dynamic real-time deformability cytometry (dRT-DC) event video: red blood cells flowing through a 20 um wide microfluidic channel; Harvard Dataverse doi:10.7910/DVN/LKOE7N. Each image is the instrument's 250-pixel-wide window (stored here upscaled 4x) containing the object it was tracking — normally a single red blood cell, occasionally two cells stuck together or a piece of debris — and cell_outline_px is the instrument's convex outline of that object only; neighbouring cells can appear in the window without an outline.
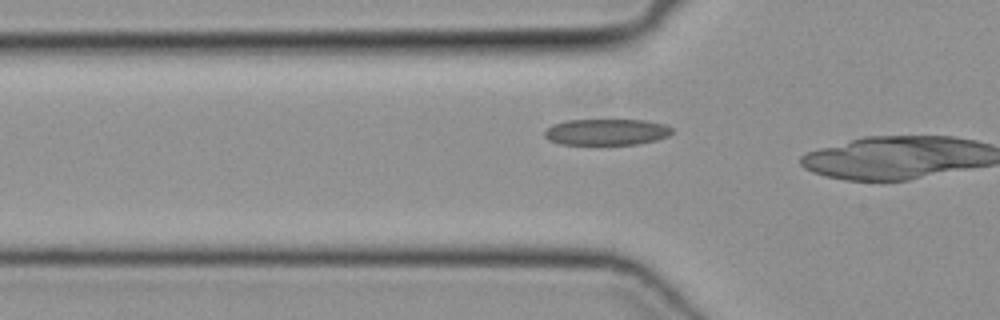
{"species": "common noctule bat (a hibernating species)", "species_latin": "Nyctalus noctula", "temperature_condition": "cold", "stored_images_in_passage": 11, "camera_frame_rate_fps": 3000, "um_per_image_px": 0.085, "animal": {"sex": "female", "body_mass_g": 19.3, "forearm_length_mm": 54.1}, "frame": {"image": 1, "passage_image": 10, "time_ms": 3.0, "image_size_px": [1000, 320], "cell_outline_px": [[672, 132], [668, 136], [656, 140], [636, 144], [560, 144], [548, 140], [544, 136], [544, 132], [552, 124], [564, 120], [644, 120], [664, 124], [672, 128]], "centroid_in_image_um": [51.52, 11.21], "position_along_channel_um": 74.3, "area_um2": 19.48}}